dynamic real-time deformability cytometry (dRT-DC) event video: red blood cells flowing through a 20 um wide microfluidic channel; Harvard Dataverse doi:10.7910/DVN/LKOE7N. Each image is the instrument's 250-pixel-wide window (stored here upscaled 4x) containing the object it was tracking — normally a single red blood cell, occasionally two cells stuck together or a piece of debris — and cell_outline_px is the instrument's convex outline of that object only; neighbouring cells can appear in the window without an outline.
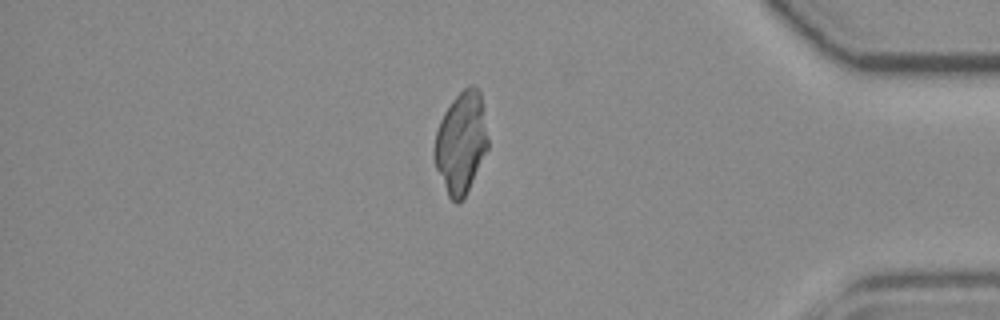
{"species": "common noctule bat (a hibernating species)", "species_latin": "Nyctalus noctula", "temperature_condition": "room temperature", "stored_images_in_passage": 45, "camera_frame_rate_fps": 3000, "um_per_image_px": 0.085, "animal": {"sex": "female", "body_mass_g": 19.3, "forearm_length_mm": 54.1}, "frame": {"image": 1, "passage_image": 41, "time_ms": 13.333, "image_size_px": [1000, 320], "cell_outline_px": [[488, 148], [464, 196], [456, 204], [448, 196], [436, 168], [436, 132], [440, 120], [444, 112], [452, 100], [468, 84], [472, 84], [480, 92], [488, 140]], "centroid_in_image_um": [39.2, 12.09], "position_along_channel_um": 396.0, "area_um2": 30.75}}